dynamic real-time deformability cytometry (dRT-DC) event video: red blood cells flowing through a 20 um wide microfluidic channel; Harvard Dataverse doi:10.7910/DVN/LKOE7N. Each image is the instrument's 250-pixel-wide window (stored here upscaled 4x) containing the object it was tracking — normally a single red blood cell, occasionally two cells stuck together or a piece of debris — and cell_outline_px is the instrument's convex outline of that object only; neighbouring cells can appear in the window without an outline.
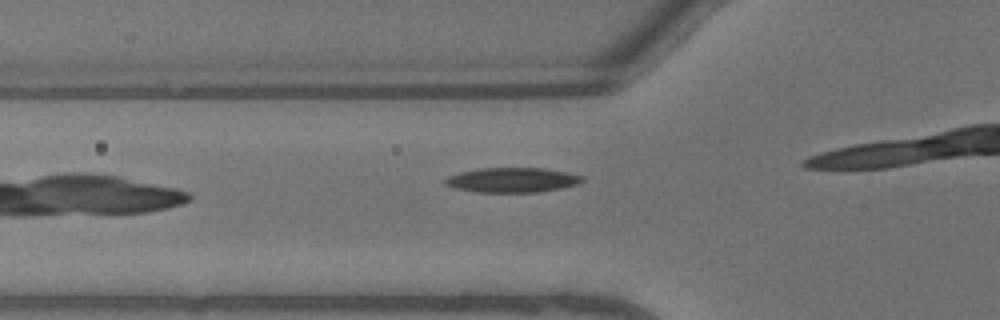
{"species": "common noctule bat (a hibernating species)", "species_latin": "Nyctalus noctula", "temperature_condition": "warm", "stored_images_in_passage": 8, "camera_frame_rate_fps": 3000, "um_per_image_px": 0.085, "animal": {"sex": "male", "body_mass_g": 13.3}, "frame": {"image": 1, "passage_image": 4, "time_ms": 1.0, "image_size_px": [1000, 320], "cell_outline_px": [[584, 180], [580, 184], [540, 192], [476, 192], [456, 188], [444, 184], [444, 180], [448, 176], [460, 172], [480, 168], [544, 168], [584, 176]], "centroid_in_image_um": [43.55, 15.3], "position_along_channel_um": 82.3, "area_um2": 19.77}}
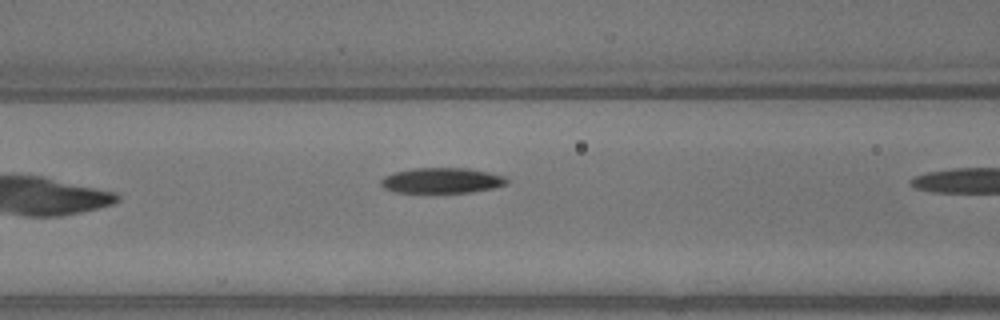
{"frame": {"image": 2, "passage_image": 7, "time_ms": 2.0, "image_size_px": [1000, 320], "cell_outline_px": [[508, 184], [492, 188], [472, 192], [396, 192], [384, 188], [380, 184], [380, 180], [384, 176], [396, 172], [412, 168], [468, 168], [488, 172], [504, 176], [508, 180]], "centroid_in_image_um": [37.56, 15.34], "position_along_channel_um": 129.0, "area_um2": 18.55}}